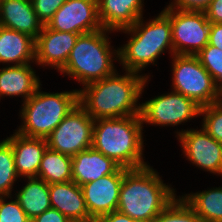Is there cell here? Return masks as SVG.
<instances>
[{"instance_id": "cell-1", "label": "cell", "mask_w": 222, "mask_h": 222, "mask_svg": "<svg viewBox=\"0 0 222 222\" xmlns=\"http://www.w3.org/2000/svg\"><path fill=\"white\" fill-rule=\"evenodd\" d=\"M118 72L78 89V104L94 120L140 115L139 100L151 75Z\"/></svg>"}, {"instance_id": "cell-2", "label": "cell", "mask_w": 222, "mask_h": 222, "mask_svg": "<svg viewBox=\"0 0 222 222\" xmlns=\"http://www.w3.org/2000/svg\"><path fill=\"white\" fill-rule=\"evenodd\" d=\"M175 192L150 165L124 168L117 211L138 222H153L177 196Z\"/></svg>"}, {"instance_id": "cell-3", "label": "cell", "mask_w": 222, "mask_h": 222, "mask_svg": "<svg viewBox=\"0 0 222 222\" xmlns=\"http://www.w3.org/2000/svg\"><path fill=\"white\" fill-rule=\"evenodd\" d=\"M143 127L140 115L94 120L92 147L122 168L147 166Z\"/></svg>"}, {"instance_id": "cell-4", "label": "cell", "mask_w": 222, "mask_h": 222, "mask_svg": "<svg viewBox=\"0 0 222 222\" xmlns=\"http://www.w3.org/2000/svg\"><path fill=\"white\" fill-rule=\"evenodd\" d=\"M144 18L119 31L130 36L118 48V62L124 71L140 74L148 65L156 66V60L167 50L171 57L174 55L170 19L162 11L148 22Z\"/></svg>"}, {"instance_id": "cell-5", "label": "cell", "mask_w": 222, "mask_h": 222, "mask_svg": "<svg viewBox=\"0 0 222 222\" xmlns=\"http://www.w3.org/2000/svg\"><path fill=\"white\" fill-rule=\"evenodd\" d=\"M112 32L100 29L79 35L65 66L59 72L75 79L83 87L113 74L117 70L114 60L118 61L119 55L118 48L113 49L109 40V33Z\"/></svg>"}, {"instance_id": "cell-6", "label": "cell", "mask_w": 222, "mask_h": 222, "mask_svg": "<svg viewBox=\"0 0 222 222\" xmlns=\"http://www.w3.org/2000/svg\"><path fill=\"white\" fill-rule=\"evenodd\" d=\"M37 91L22 103L21 125L15 130L27 137L45 138L78 104V89L63 92Z\"/></svg>"}, {"instance_id": "cell-7", "label": "cell", "mask_w": 222, "mask_h": 222, "mask_svg": "<svg viewBox=\"0 0 222 222\" xmlns=\"http://www.w3.org/2000/svg\"><path fill=\"white\" fill-rule=\"evenodd\" d=\"M171 60V90L190 98L200 107L217 102L218 86L196 55L174 54Z\"/></svg>"}, {"instance_id": "cell-8", "label": "cell", "mask_w": 222, "mask_h": 222, "mask_svg": "<svg viewBox=\"0 0 222 222\" xmlns=\"http://www.w3.org/2000/svg\"><path fill=\"white\" fill-rule=\"evenodd\" d=\"M170 19L174 54L197 55L207 44L210 22L205 11H183L166 7Z\"/></svg>"}, {"instance_id": "cell-9", "label": "cell", "mask_w": 222, "mask_h": 222, "mask_svg": "<svg viewBox=\"0 0 222 222\" xmlns=\"http://www.w3.org/2000/svg\"><path fill=\"white\" fill-rule=\"evenodd\" d=\"M94 119L77 104L46 137L47 146L73 157L92 147Z\"/></svg>"}, {"instance_id": "cell-10", "label": "cell", "mask_w": 222, "mask_h": 222, "mask_svg": "<svg viewBox=\"0 0 222 222\" xmlns=\"http://www.w3.org/2000/svg\"><path fill=\"white\" fill-rule=\"evenodd\" d=\"M200 109L193 100L172 90L141 102L140 116L143 125L174 127L200 116Z\"/></svg>"}, {"instance_id": "cell-11", "label": "cell", "mask_w": 222, "mask_h": 222, "mask_svg": "<svg viewBox=\"0 0 222 222\" xmlns=\"http://www.w3.org/2000/svg\"><path fill=\"white\" fill-rule=\"evenodd\" d=\"M178 131L175 132L176 137L186 160L204 171L222 176V143L202 127L199 130L187 128Z\"/></svg>"}, {"instance_id": "cell-12", "label": "cell", "mask_w": 222, "mask_h": 222, "mask_svg": "<svg viewBox=\"0 0 222 222\" xmlns=\"http://www.w3.org/2000/svg\"><path fill=\"white\" fill-rule=\"evenodd\" d=\"M59 32L86 34L103 29L97 0H66L46 25Z\"/></svg>"}, {"instance_id": "cell-13", "label": "cell", "mask_w": 222, "mask_h": 222, "mask_svg": "<svg viewBox=\"0 0 222 222\" xmlns=\"http://www.w3.org/2000/svg\"><path fill=\"white\" fill-rule=\"evenodd\" d=\"M124 168L81 186L90 217L97 221L101 216L117 211Z\"/></svg>"}, {"instance_id": "cell-14", "label": "cell", "mask_w": 222, "mask_h": 222, "mask_svg": "<svg viewBox=\"0 0 222 222\" xmlns=\"http://www.w3.org/2000/svg\"><path fill=\"white\" fill-rule=\"evenodd\" d=\"M80 34L59 32L43 26L35 40V64L59 72L66 64Z\"/></svg>"}, {"instance_id": "cell-15", "label": "cell", "mask_w": 222, "mask_h": 222, "mask_svg": "<svg viewBox=\"0 0 222 222\" xmlns=\"http://www.w3.org/2000/svg\"><path fill=\"white\" fill-rule=\"evenodd\" d=\"M5 139L12 146L19 179L37 177L43 154L48 147L46 139L23 136L16 131Z\"/></svg>"}, {"instance_id": "cell-16", "label": "cell", "mask_w": 222, "mask_h": 222, "mask_svg": "<svg viewBox=\"0 0 222 222\" xmlns=\"http://www.w3.org/2000/svg\"><path fill=\"white\" fill-rule=\"evenodd\" d=\"M103 29L120 31L133 26L142 16L144 0H97Z\"/></svg>"}, {"instance_id": "cell-17", "label": "cell", "mask_w": 222, "mask_h": 222, "mask_svg": "<svg viewBox=\"0 0 222 222\" xmlns=\"http://www.w3.org/2000/svg\"><path fill=\"white\" fill-rule=\"evenodd\" d=\"M51 207L72 222L93 220L86 208L81 186L74 181L49 185Z\"/></svg>"}, {"instance_id": "cell-18", "label": "cell", "mask_w": 222, "mask_h": 222, "mask_svg": "<svg viewBox=\"0 0 222 222\" xmlns=\"http://www.w3.org/2000/svg\"><path fill=\"white\" fill-rule=\"evenodd\" d=\"M0 25L25 33L35 40L43 28L31 0H1Z\"/></svg>"}, {"instance_id": "cell-19", "label": "cell", "mask_w": 222, "mask_h": 222, "mask_svg": "<svg viewBox=\"0 0 222 222\" xmlns=\"http://www.w3.org/2000/svg\"><path fill=\"white\" fill-rule=\"evenodd\" d=\"M39 76L31 66L7 65L0 68V99L4 96L22 97L27 101L41 85Z\"/></svg>"}, {"instance_id": "cell-20", "label": "cell", "mask_w": 222, "mask_h": 222, "mask_svg": "<svg viewBox=\"0 0 222 222\" xmlns=\"http://www.w3.org/2000/svg\"><path fill=\"white\" fill-rule=\"evenodd\" d=\"M120 166L93 147L72 157V181L79 186L115 173Z\"/></svg>"}, {"instance_id": "cell-21", "label": "cell", "mask_w": 222, "mask_h": 222, "mask_svg": "<svg viewBox=\"0 0 222 222\" xmlns=\"http://www.w3.org/2000/svg\"><path fill=\"white\" fill-rule=\"evenodd\" d=\"M0 63L4 65L35 63V39L0 25Z\"/></svg>"}, {"instance_id": "cell-22", "label": "cell", "mask_w": 222, "mask_h": 222, "mask_svg": "<svg viewBox=\"0 0 222 222\" xmlns=\"http://www.w3.org/2000/svg\"><path fill=\"white\" fill-rule=\"evenodd\" d=\"M27 183L14 194L20 207L32 220L44 211L52 208L49 196V184L38 177L23 178Z\"/></svg>"}, {"instance_id": "cell-23", "label": "cell", "mask_w": 222, "mask_h": 222, "mask_svg": "<svg viewBox=\"0 0 222 222\" xmlns=\"http://www.w3.org/2000/svg\"><path fill=\"white\" fill-rule=\"evenodd\" d=\"M181 196L203 222H222V187Z\"/></svg>"}, {"instance_id": "cell-24", "label": "cell", "mask_w": 222, "mask_h": 222, "mask_svg": "<svg viewBox=\"0 0 222 222\" xmlns=\"http://www.w3.org/2000/svg\"><path fill=\"white\" fill-rule=\"evenodd\" d=\"M37 177L49 185L72 181V157L47 147Z\"/></svg>"}, {"instance_id": "cell-25", "label": "cell", "mask_w": 222, "mask_h": 222, "mask_svg": "<svg viewBox=\"0 0 222 222\" xmlns=\"http://www.w3.org/2000/svg\"><path fill=\"white\" fill-rule=\"evenodd\" d=\"M19 178L14 162L13 149L6 140L0 141V196L12 195L13 186Z\"/></svg>"}, {"instance_id": "cell-26", "label": "cell", "mask_w": 222, "mask_h": 222, "mask_svg": "<svg viewBox=\"0 0 222 222\" xmlns=\"http://www.w3.org/2000/svg\"><path fill=\"white\" fill-rule=\"evenodd\" d=\"M153 222H203L182 196L174 200L153 220Z\"/></svg>"}, {"instance_id": "cell-27", "label": "cell", "mask_w": 222, "mask_h": 222, "mask_svg": "<svg viewBox=\"0 0 222 222\" xmlns=\"http://www.w3.org/2000/svg\"><path fill=\"white\" fill-rule=\"evenodd\" d=\"M202 128L215 140L222 143V105L218 102L201 107Z\"/></svg>"}, {"instance_id": "cell-28", "label": "cell", "mask_w": 222, "mask_h": 222, "mask_svg": "<svg viewBox=\"0 0 222 222\" xmlns=\"http://www.w3.org/2000/svg\"><path fill=\"white\" fill-rule=\"evenodd\" d=\"M200 63L210 73L215 84L222 85V50L207 44L197 55Z\"/></svg>"}, {"instance_id": "cell-29", "label": "cell", "mask_w": 222, "mask_h": 222, "mask_svg": "<svg viewBox=\"0 0 222 222\" xmlns=\"http://www.w3.org/2000/svg\"><path fill=\"white\" fill-rule=\"evenodd\" d=\"M8 198L11 200L7 202ZM0 222H31V220L14 195H4L0 196Z\"/></svg>"}, {"instance_id": "cell-30", "label": "cell", "mask_w": 222, "mask_h": 222, "mask_svg": "<svg viewBox=\"0 0 222 222\" xmlns=\"http://www.w3.org/2000/svg\"><path fill=\"white\" fill-rule=\"evenodd\" d=\"M65 2L66 0H31L33 9L43 26L48 24L55 12Z\"/></svg>"}, {"instance_id": "cell-31", "label": "cell", "mask_w": 222, "mask_h": 222, "mask_svg": "<svg viewBox=\"0 0 222 222\" xmlns=\"http://www.w3.org/2000/svg\"><path fill=\"white\" fill-rule=\"evenodd\" d=\"M211 1L212 0H173L166 6L183 11H205Z\"/></svg>"}, {"instance_id": "cell-32", "label": "cell", "mask_w": 222, "mask_h": 222, "mask_svg": "<svg viewBox=\"0 0 222 222\" xmlns=\"http://www.w3.org/2000/svg\"><path fill=\"white\" fill-rule=\"evenodd\" d=\"M31 222H72L58 210L50 208L41 215L36 216Z\"/></svg>"}, {"instance_id": "cell-33", "label": "cell", "mask_w": 222, "mask_h": 222, "mask_svg": "<svg viewBox=\"0 0 222 222\" xmlns=\"http://www.w3.org/2000/svg\"><path fill=\"white\" fill-rule=\"evenodd\" d=\"M205 14L210 23H222V0H212Z\"/></svg>"}, {"instance_id": "cell-34", "label": "cell", "mask_w": 222, "mask_h": 222, "mask_svg": "<svg viewBox=\"0 0 222 222\" xmlns=\"http://www.w3.org/2000/svg\"><path fill=\"white\" fill-rule=\"evenodd\" d=\"M208 44L222 50V23H210Z\"/></svg>"}, {"instance_id": "cell-35", "label": "cell", "mask_w": 222, "mask_h": 222, "mask_svg": "<svg viewBox=\"0 0 222 222\" xmlns=\"http://www.w3.org/2000/svg\"><path fill=\"white\" fill-rule=\"evenodd\" d=\"M96 222H138L118 211L101 216Z\"/></svg>"}, {"instance_id": "cell-36", "label": "cell", "mask_w": 222, "mask_h": 222, "mask_svg": "<svg viewBox=\"0 0 222 222\" xmlns=\"http://www.w3.org/2000/svg\"><path fill=\"white\" fill-rule=\"evenodd\" d=\"M217 102L222 105V85L218 87V100Z\"/></svg>"}, {"instance_id": "cell-37", "label": "cell", "mask_w": 222, "mask_h": 222, "mask_svg": "<svg viewBox=\"0 0 222 222\" xmlns=\"http://www.w3.org/2000/svg\"><path fill=\"white\" fill-rule=\"evenodd\" d=\"M84 222H96L95 220H91V221H84Z\"/></svg>"}]
</instances>
